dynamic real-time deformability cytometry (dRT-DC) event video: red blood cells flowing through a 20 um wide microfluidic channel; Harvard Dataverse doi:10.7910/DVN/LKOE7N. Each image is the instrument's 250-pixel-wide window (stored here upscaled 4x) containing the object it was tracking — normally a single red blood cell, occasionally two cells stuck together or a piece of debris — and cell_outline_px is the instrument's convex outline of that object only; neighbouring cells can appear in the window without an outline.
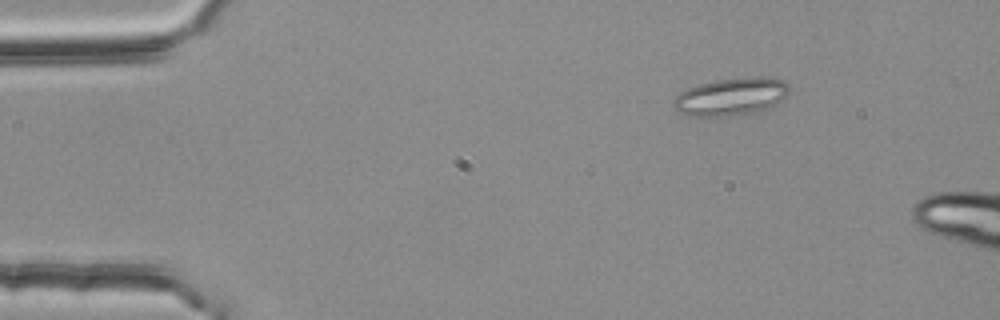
{"species": "common noctule bat (a hibernating species)", "species_latin": "Nyctalus noctula", "temperature_condition": "room temperature", "stored_images_in_passage": 8, "camera_frame_rate_fps": 3000, "um_per_image_px": 0.085, "animal": {"sex": "female", "body_mass_g": 25.1}, "frame": {"image": 1, "passage_image": 1, "time_ms": 0.0, "image_size_px": [1000, 320], "cell_outline_px": [[792, 88], [776, 104], [764, 108], [748, 112], [728, 116], [688, 116], [680, 112], [672, 104], [672, 100], [680, 92], [688, 88], [700, 84], [716, 80], [756, 76], [760, 76], [784, 80]], "centroid_in_image_um": [62.12, 8.19], "position_along_channel_um": 22.9, "area_um2": 25.03}}